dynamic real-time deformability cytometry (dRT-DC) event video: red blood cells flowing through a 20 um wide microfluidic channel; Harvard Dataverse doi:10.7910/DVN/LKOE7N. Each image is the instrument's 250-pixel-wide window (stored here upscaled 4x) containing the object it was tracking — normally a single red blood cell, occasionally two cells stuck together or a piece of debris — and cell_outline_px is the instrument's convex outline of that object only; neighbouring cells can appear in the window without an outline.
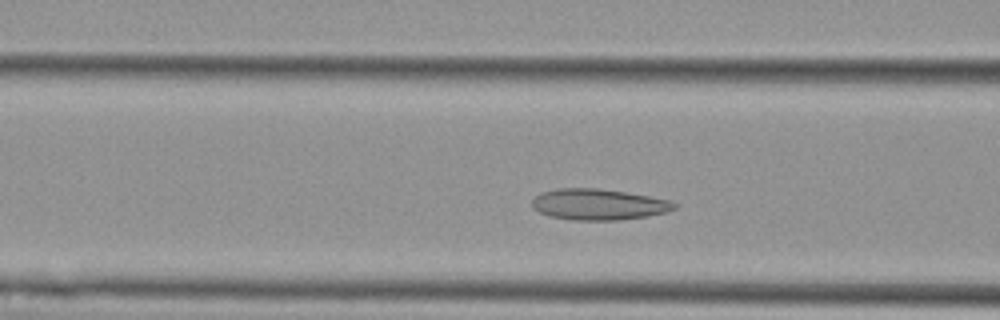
{"species": "Egyptian fruit bat (a non-hibernating species)", "species_latin": "Rousettus aegyptiacus", "temperature_condition": "cold", "stored_images_in_passage": 44, "camera_frame_rate_fps": 3000, "um_per_image_px": 0.085, "animal": {"sex": "female"}, "frame": {"image": 1, "passage_image": 11, "time_ms": 3.333, "image_size_px": [1000, 320], "cell_outline_px": [[680, 204], [676, 208], [668, 212], [648, 216], [620, 220], [572, 220], [548, 216], [532, 208], [532, 200], [540, 192], [556, 188], [596, 188], [628, 192], [672, 200]], "centroid_in_image_um": [50.91, 17.37], "position_along_channel_um": 115.7, "area_um2": 26.18}}
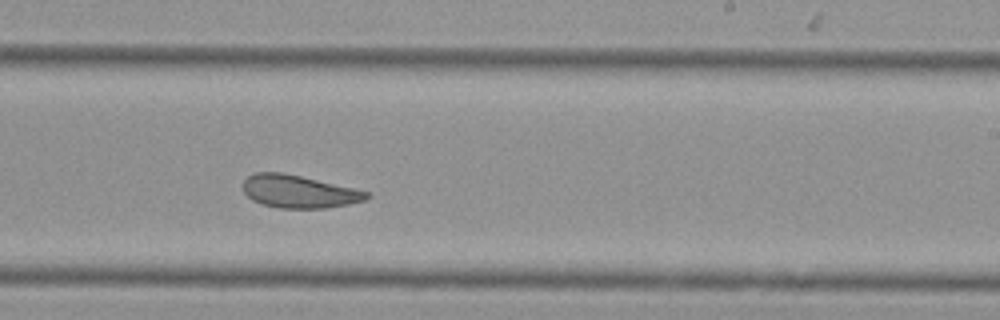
{"frame": {"image": 2, "passage_image": 23, "time_ms": 7.333, "image_size_px": [1000, 320], "cell_outline_px": [[372, 196], [364, 200], [348, 204], [324, 208], [280, 208], [260, 204], [252, 200], [244, 192], [244, 180], [248, 176], [256, 172], [284, 172], [352, 188], [368, 192]], "centroid_in_image_um": [25.37, 16.28], "position_along_channel_um": 263.6, "area_um2": 23.41}}
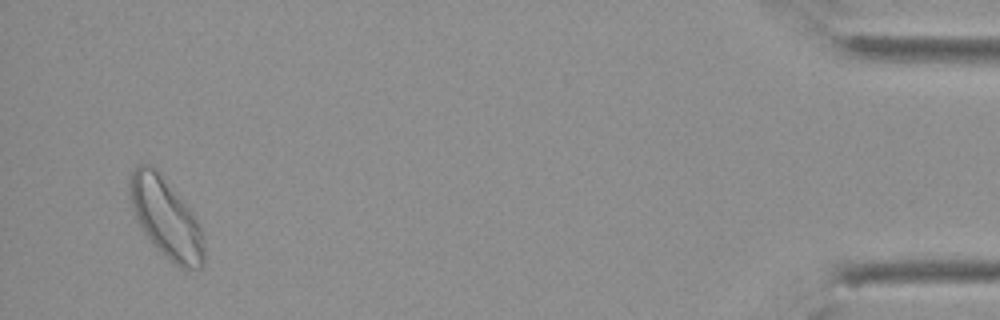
{"frame": {"image": 3, "passage_image": 42, "time_ms": 13.667, "image_size_px": [1000, 320], "cell_outline_px": [[204, 264], [200, 268], [188, 272], [180, 268], [168, 260], [140, 228], [136, 220], [128, 200], [128, 176], [136, 164], [152, 164], [164, 176], [192, 212], [200, 224], [204, 244]], "centroid_in_image_um": [14.07, 18.51], "position_along_channel_um": 421.1, "area_um2": 35.43}, "authors_computed_cell_mechanics": {"area_um2": 25.9811, "velocity_mm_per_s": 3.7157, "shape_relaxation_time_tau1_ms": 4.913, "shape_relaxation_time_tau2_ms": 2.1837, "deformation_change_tau1": 0.1152, "deformation_change_tau2": 0.0735}}